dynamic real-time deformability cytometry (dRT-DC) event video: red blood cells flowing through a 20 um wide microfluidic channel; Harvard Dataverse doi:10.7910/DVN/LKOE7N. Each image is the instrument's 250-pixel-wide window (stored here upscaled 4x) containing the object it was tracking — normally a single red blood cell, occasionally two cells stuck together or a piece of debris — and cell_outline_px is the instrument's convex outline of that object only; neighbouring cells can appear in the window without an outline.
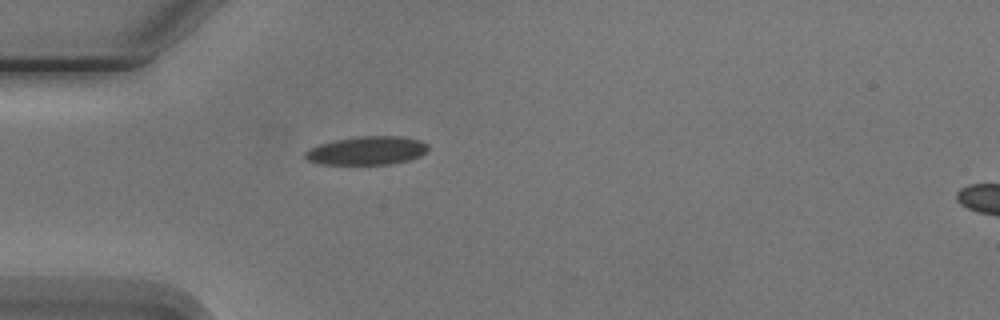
{"species": "Egyptian fruit bat (a non-hibernating species)", "species_latin": "Rousettus aegyptiacus", "temperature_condition": "cold", "stored_images_in_passage": 5, "camera_frame_rate_fps": 3000, "um_per_image_px": 0.085, "animal": {"sex": "male"}, "frame": {"image": 1, "passage_image": 5, "time_ms": 4.667, "image_size_px": [1000, 320], "cell_outline_px": [[428, 152], [420, 156], [408, 160], [392, 164], [320, 164], [308, 160], [304, 156], [304, 152], [308, 148], [320, 144], [336, 140], [360, 136], [404, 136], [420, 140], [428, 144]], "centroid_in_image_um": [31.21, 12.8], "position_along_channel_um": 53.8, "area_um2": 20.52}}